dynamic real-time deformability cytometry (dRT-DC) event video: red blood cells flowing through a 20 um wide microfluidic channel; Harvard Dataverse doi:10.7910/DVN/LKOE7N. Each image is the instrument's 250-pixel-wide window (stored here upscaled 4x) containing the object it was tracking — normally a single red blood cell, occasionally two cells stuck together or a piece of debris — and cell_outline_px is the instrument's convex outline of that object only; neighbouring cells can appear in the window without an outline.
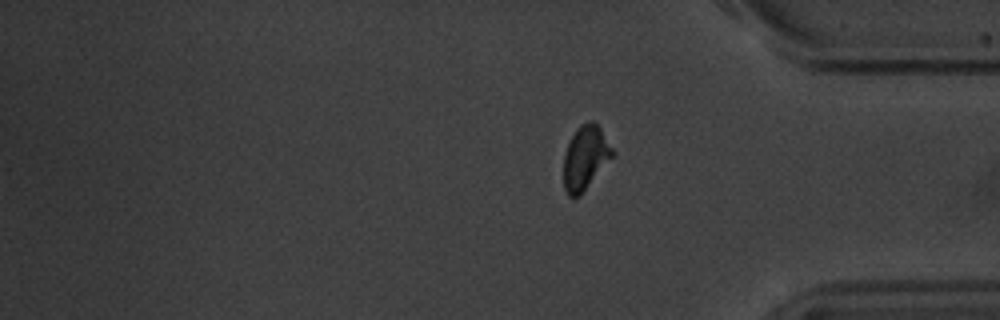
{"species": "common noctule bat (a hibernating species)", "species_latin": "Nyctalus noctula", "temperature_condition": "warm", "stored_images_in_passage": 18, "segment_of_instrument_passage": [2, 2], "camera_frame_rate_fps": 3000, "um_per_image_px": 0.085, "animal": {"sex": "male", "body_mass_g": 20.1, "forearm_length_mm": 53.5}, "frame": {"image": 1, "passage_image": 18, "time_ms": 20.667, "image_size_px": [1000, 320], "cell_outline_px": [[616, 152], [580, 196], [568, 196], [564, 188], [564, 152], [576, 128], [580, 124], [588, 120], [592, 120], [600, 128]], "centroid_in_image_um": [49.75, 13.38], "position_along_channel_um": 385.4, "area_um2": 18.15}}